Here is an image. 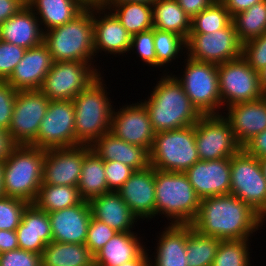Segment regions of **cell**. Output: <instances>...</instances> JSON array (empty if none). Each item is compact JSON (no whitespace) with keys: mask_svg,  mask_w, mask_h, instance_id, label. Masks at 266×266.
Instances as JSON below:
<instances>
[{"mask_svg":"<svg viewBox=\"0 0 266 266\" xmlns=\"http://www.w3.org/2000/svg\"><path fill=\"white\" fill-rule=\"evenodd\" d=\"M192 227L221 240L251 239L263 227V218L250 205L228 194L201 199ZM250 237V238H249Z\"/></svg>","mask_w":266,"mask_h":266,"instance_id":"obj_1","label":"cell"},{"mask_svg":"<svg viewBox=\"0 0 266 266\" xmlns=\"http://www.w3.org/2000/svg\"><path fill=\"white\" fill-rule=\"evenodd\" d=\"M164 73L152 87L146 106L155 133L194 125L203 116L190 102L182 84L171 72Z\"/></svg>","mask_w":266,"mask_h":266,"instance_id":"obj_2","label":"cell"},{"mask_svg":"<svg viewBox=\"0 0 266 266\" xmlns=\"http://www.w3.org/2000/svg\"><path fill=\"white\" fill-rule=\"evenodd\" d=\"M104 80L100 75L72 100L75 109V146L91 145L111 131L114 107Z\"/></svg>","mask_w":266,"mask_h":266,"instance_id":"obj_3","label":"cell"},{"mask_svg":"<svg viewBox=\"0 0 266 266\" xmlns=\"http://www.w3.org/2000/svg\"><path fill=\"white\" fill-rule=\"evenodd\" d=\"M155 216L167 217L169 224H192L200 197L185 173L155 168Z\"/></svg>","mask_w":266,"mask_h":266,"instance_id":"obj_4","label":"cell"},{"mask_svg":"<svg viewBox=\"0 0 266 266\" xmlns=\"http://www.w3.org/2000/svg\"><path fill=\"white\" fill-rule=\"evenodd\" d=\"M43 43L51 53L53 62L80 61L94 64L93 7L85 8L73 20L45 31Z\"/></svg>","mask_w":266,"mask_h":266,"instance_id":"obj_5","label":"cell"},{"mask_svg":"<svg viewBox=\"0 0 266 266\" xmlns=\"http://www.w3.org/2000/svg\"><path fill=\"white\" fill-rule=\"evenodd\" d=\"M45 149L17 145L4 161L3 192L33 204L42 184Z\"/></svg>","mask_w":266,"mask_h":266,"instance_id":"obj_6","label":"cell"},{"mask_svg":"<svg viewBox=\"0 0 266 266\" xmlns=\"http://www.w3.org/2000/svg\"><path fill=\"white\" fill-rule=\"evenodd\" d=\"M149 153L153 168L184 173L200 160L194 125L156 133Z\"/></svg>","mask_w":266,"mask_h":266,"instance_id":"obj_7","label":"cell"},{"mask_svg":"<svg viewBox=\"0 0 266 266\" xmlns=\"http://www.w3.org/2000/svg\"><path fill=\"white\" fill-rule=\"evenodd\" d=\"M183 58L186 59L182 75H173L182 84L190 102L202 115H221L218 65Z\"/></svg>","mask_w":266,"mask_h":266,"instance_id":"obj_8","label":"cell"},{"mask_svg":"<svg viewBox=\"0 0 266 266\" xmlns=\"http://www.w3.org/2000/svg\"><path fill=\"white\" fill-rule=\"evenodd\" d=\"M230 168V194L263 217L266 214V178L259 159L242 149L230 157Z\"/></svg>","mask_w":266,"mask_h":266,"instance_id":"obj_9","label":"cell"},{"mask_svg":"<svg viewBox=\"0 0 266 266\" xmlns=\"http://www.w3.org/2000/svg\"><path fill=\"white\" fill-rule=\"evenodd\" d=\"M97 67L80 61L53 62L40 91L49 100H73L101 75Z\"/></svg>","mask_w":266,"mask_h":266,"instance_id":"obj_10","label":"cell"},{"mask_svg":"<svg viewBox=\"0 0 266 266\" xmlns=\"http://www.w3.org/2000/svg\"><path fill=\"white\" fill-rule=\"evenodd\" d=\"M218 79L223 110L231 105L265 96L259 73L242 56L219 64Z\"/></svg>","mask_w":266,"mask_h":266,"instance_id":"obj_11","label":"cell"},{"mask_svg":"<svg viewBox=\"0 0 266 266\" xmlns=\"http://www.w3.org/2000/svg\"><path fill=\"white\" fill-rule=\"evenodd\" d=\"M185 45L190 59L216 65L240 58L243 49L232 21L211 33H189Z\"/></svg>","mask_w":266,"mask_h":266,"instance_id":"obj_12","label":"cell"},{"mask_svg":"<svg viewBox=\"0 0 266 266\" xmlns=\"http://www.w3.org/2000/svg\"><path fill=\"white\" fill-rule=\"evenodd\" d=\"M194 128L196 147L202 161L232 157L242 150L222 114L203 115Z\"/></svg>","mask_w":266,"mask_h":266,"instance_id":"obj_13","label":"cell"},{"mask_svg":"<svg viewBox=\"0 0 266 266\" xmlns=\"http://www.w3.org/2000/svg\"><path fill=\"white\" fill-rule=\"evenodd\" d=\"M75 109L72 100H50L37 139L31 146L40 149L75 146Z\"/></svg>","mask_w":266,"mask_h":266,"instance_id":"obj_14","label":"cell"},{"mask_svg":"<svg viewBox=\"0 0 266 266\" xmlns=\"http://www.w3.org/2000/svg\"><path fill=\"white\" fill-rule=\"evenodd\" d=\"M49 99L40 90L17 91L8 133L17 145H31L36 139Z\"/></svg>","mask_w":266,"mask_h":266,"instance_id":"obj_15","label":"cell"},{"mask_svg":"<svg viewBox=\"0 0 266 266\" xmlns=\"http://www.w3.org/2000/svg\"><path fill=\"white\" fill-rule=\"evenodd\" d=\"M139 102H132L130 105L119 107L120 109H115L116 106H114L110 132L129 144L141 146L150 151L156 133L146 106L142 101Z\"/></svg>","mask_w":266,"mask_h":266,"instance_id":"obj_16","label":"cell"},{"mask_svg":"<svg viewBox=\"0 0 266 266\" xmlns=\"http://www.w3.org/2000/svg\"><path fill=\"white\" fill-rule=\"evenodd\" d=\"M84 160V145L47 149L42 184L77 187Z\"/></svg>","mask_w":266,"mask_h":266,"instance_id":"obj_17","label":"cell"},{"mask_svg":"<svg viewBox=\"0 0 266 266\" xmlns=\"http://www.w3.org/2000/svg\"><path fill=\"white\" fill-rule=\"evenodd\" d=\"M184 173L200 199L230 194V157L199 160Z\"/></svg>","mask_w":266,"mask_h":266,"instance_id":"obj_18","label":"cell"},{"mask_svg":"<svg viewBox=\"0 0 266 266\" xmlns=\"http://www.w3.org/2000/svg\"><path fill=\"white\" fill-rule=\"evenodd\" d=\"M117 192L139 221L155 218V168L135 170Z\"/></svg>","mask_w":266,"mask_h":266,"instance_id":"obj_19","label":"cell"},{"mask_svg":"<svg viewBox=\"0 0 266 266\" xmlns=\"http://www.w3.org/2000/svg\"><path fill=\"white\" fill-rule=\"evenodd\" d=\"M93 27L95 59L99 52L115 57L129 53L132 36L111 11L100 5L93 7Z\"/></svg>","mask_w":266,"mask_h":266,"instance_id":"obj_20","label":"cell"},{"mask_svg":"<svg viewBox=\"0 0 266 266\" xmlns=\"http://www.w3.org/2000/svg\"><path fill=\"white\" fill-rule=\"evenodd\" d=\"M222 111L227 112H222V116L229 122L242 147L266 129V95L253 101L231 105Z\"/></svg>","mask_w":266,"mask_h":266,"instance_id":"obj_21","label":"cell"},{"mask_svg":"<svg viewBox=\"0 0 266 266\" xmlns=\"http://www.w3.org/2000/svg\"><path fill=\"white\" fill-rule=\"evenodd\" d=\"M48 216L53 241L85 245L88 225L92 217L87 200H82L72 207L50 212Z\"/></svg>","mask_w":266,"mask_h":266,"instance_id":"obj_22","label":"cell"},{"mask_svg":"<svg viewBox=\"0 0 266 266\" xmlns=\"http://www.w3.org/2000/svg\"><path fill=\"white\" fill-rule=\"evenodd\" d=\"M53 59L47 46L42 43L26 49L24 57L6 80L15 90H40Z\"/></svg>","mask_w":266,"mask_h":266,"instance_id":"obj_23","label":"cell"},{"mask_svg":"<svg viewBox=\"0 0 266 266\" xmlns=\"http://www.w3.org/2000/svg\"><path fill=\"white\" fill-rule=\"evenodd\" d=\"M90 148L104 161H118L133 168L142 170L150 166L149 150L129 144L117 138L112 132L103 134L96 139Z\"/></svg>","mask_w":266,"mask_h":266,"instance_id":"obj_24","label":"cell"},{"mask_svg":"<svg viewBox=\"0 0 266 266\" xmlns=\"http://www.w3.org/2000/svg\"><path fill=\"white\" fill-rule=\"evenodd\" d=\"M19 248L39 255L52 241L51 223L48 213L29 204L23 212L20 225L16 229Z\"/></svg>","mask_w":266,"mask_h":266,"instance_id":"obj_25","label":"cell"},{"mask_svg":"<svg viewBox=\"0 0 266 266\" xmlns=\"http://www.w3.org/2000/svg\"><path fill=\"white\" fill-rule=\"evenodd\" d=\"M88 202L93 218L117 232H135L133 228L139 219L132 213L117 191H109Z\"/></svg>","mask_w":266,"mask_h":266,"instance_id":"obj_26","label":"cell"},{"mask_svg":"<svg viewBox=\"0 0 266 266\" xmlns=\"http://www.w3.org/2000/svg\"><path fill=\"white\" fill-rule=\"evenodd\" d=\"M43 38L39 19L28 5L0 25V39L24 49L42 44Z\"/></svg>","mask_w":266,"mask_h":266,"instance_id":"obj_27","label":"cell"},{"mask_svg":"<svg viewBox=\"0 0 266 266\" xmlns=\"http://www.w3.org/2000/svg\"><path fill=\"white\" fill-rule=\"evenodd\" d=\"M158 234L156 252L152 253L153 259L149 257V266H188L187 224H167Z\"/></svg>","mask_w":266,"mask_h":266,"instance_id":"obj_28","label":"cell"},{"mask_svg":"<svg viewBox=\"0 0 266 266\" xmlns=\"http://www.w3.org/2000/svg\"><path fill=\"white\" fill-rule=\"evenodd\" d=\"M137 234L118 232L94 255V266H120L138 258L148 247Z\"/></svg>","mask_w":266,"mask_h":266,"instance_id":"obj_29","label":"cell"},{"mask_svg":"<svg viewBox=\"0 0 266 266\" xmlns=\"http://www.w3.org/2000/svg\"><path fill=\"white\" fill-rule=\"evenodd\" d=\"M27 5L39 19L43 32L73 20L86 8L77 0H27Z\"/></svg>","mask_w":266,"mask_h":266,"instance_id":"obj_30","label":"cell"},{"mask_svg":"<svg viewBox=\"0 0 266 266\" xmlns=\"http://www.w3.org/2000/svg\"><path fill=\"white\" fill-rule=\"evenodd\" d=\"M77 188L80 197L87 201L110 191L105 177L104 160L90 145H84V160Z\"/></svg>","mask_w":266,"mask_h":266,"instance_id":"obj_31","label":"cell"},{"mask_svg":"<svg viewBox=\"0 0 266 266\" xmlns=\"http://www.w3.org/2000/svg\"><path fill=\"white\" fill-rule=\"evenodd\" d=\"M41 266H94V256L84 244L52 240L41 254Z\"/></svg>","mask_w":266,"mask_h":266,"instance_id":"obj_32","label":"cell"},{"mask_svg":"<svg viewBox=\"0 0 266 266\" xmlns=\"http://www.w3.org/2000/svg\"><path fill=\"white\" fill-rule=\"evenodd\" d=\"M153 28L179 34L185 40L191 31V17L176 0H157L152 5Z\"/></svg>","mask_w":266,"mask_h":266,"instance_id":"obj_33","label":"cell"},{"mask_svg":"<svg viewBox=\"0 0 266 266\" xmlns=\"http://www.w3.org/2000/svg\"><path fill=\"white\" fill-rule=\"evenodd\" d=\"M111 11L128 33L133 36L153 28L152 5L143 2H124L112 6Z\"/></svg>","mask_w":266,"mask_h":266,"instance_id":"obj_34","label":"cell"},{"mask_svg":"<svg viewBox=\"0 0 266 266\" xmlns=\"http://www.w3.org/2000/svg\"><path fill=\"white\" fill-rule=\"evenodd\" d=\"M83 199L77 187L41 184L33 204L47 213L79 204Z\"/></svg>","mask_w":266,"mask_h":266,"instance_id":"obj_35","label":"cell"},{"mask_svg":"<svg viewBox=\"0 0 266 266\" xmlns=\"http://www.w3.org/2000/svg\"><path fill=\"white\" fill-rule=\"evenodd\" d=\"M221 239L201 234L187 224L186 257L188 266H211Z\"/></svg>","mask_w":266,"mask_h":266,"instance_id":"obj_36","label":"cell"},{"mask_svg":"<svg viewBox=\"0 0 266 266\" xmlns=\"http://www.w3.org/2000/svg\"><path fill=\"white\" fill-rule=\"evenodd\" d=\"M232 23L242 43L266 32V0L232 16Z\"/></svg>","mask_w":266,"mask_h":266,"instance_id":"obj_37","label":"cell"},{"mask_svg":"<svg viewBox=\"0 0 266 266\" xmlns=\"http://www.w3.org/2000/svg\"><path fill=\"white\" fill-rule=\"evenodd\" d=\"M186 40L177 33L154 28V49L157 57V67H166L186 51ZM183 52V53H182ZM167 64V65H166Z\"/></svg>","mask_w":266,"mask_h":266,"instance_id":"obj_38","label":"cell"},{"mask_svg":"<svg viewBox=\"0 0 266 266\" xmlns=\"http://www.w3.org/2000/svg\"><path fill=\"white\" fill-rule=\"evenodd\" d=\"M250 239L221 240L211 266H251Z\"/></svg>","mask_w":266,"mask_h":266,"instance_id":"obj_39","label":"cell"},{"mask_svg":"<svg viewBox=\"0 0 266 266\" xmlns=\"http://www.w3.org/2000/svg\"><path fill=\"white\" fill-rule=\"evenodd\" d=\"M231 21L232 17L227 9L216 0L191 19L190 33H211L225 28Z\"/></svg>","mask_w":266,"mask_h":266,"instance_id":"obj_40","label":"cell"},{"mask_svg":"<svg viewBox=\"0 0 266 266\" xmlns=\"http://www.w3.org/2000/svg\"><path fill=\"white\" fill-rule=\"evenodd\" d=\"M28 202L12 197L0 198V230L16 231Z\"/></svg>","mask_w":266,"mask_h":266,"instance_id":"obj_41","label":"cell"},{"mask_svg":"<svg viewBox=\"0 0 266 266\" xmlns=\"http://www.w3.org/2000/svg\"><path fill=\"white\" fill-rule=\"evenodd\" d=\"M136 49L135 53L140 57L141 61L149 67H157V57L154 49V28L137 33L131 37L130 51Z\"/></svg>","mask_w":266,"mask_h":266,"instance_id":"obj_42","label":"cell"},{"mask_svg":"<svg viewBox=\"0 0 266 266\" xmlns=\"http://www.w3.org/2000/svg\"><path fill=\"white\" fill-rule=\"evenodd\" d=\"M117 233V231H115L105 223L91 217V220L88 225L85 246L94 256Z\"/></svg>","mask_w":266,"mask_h":266,"instance_id":"obj_43","label":"cell"},{"mask_svg":"<svg viewBox=\"0 0 266 266\" xmlns=\"http://www.w3.org/2000/svg\"><path fill=\"white\" fill-rule=\"evenodd\" d=\"M242 57L258 73L266 67V32L243 43Z\"/></svg>","mask_w":266,"mask_h":266,"instance_id":"obj_44","label":"cell"},{"mask_svg":"<svg viewBox=\"0 0 266 266\" xmlns=\"http://www.w3.org/2000/svg\"><path fill=\"white\" fill-rule=\"evenodd\" d=\"M26 49L0 39V80H7L24 57Z\"/></svg>","mask_w":266,"mask_h":266,"instance_id":"obj_45","label":"cell"},{"mask_svg":"<svg viewBox=\"0 0 266 266\" xmlns=\"http://www.w3.org/2000/svg\"><path fill=\"white\" fill-rule=\"evenodd\" d=\"M105 177L110 191H118L135 171L118 161H104Z\"/></svg>","mask_w":266,"mask_h":266,"instance_id":"obj_46","label":"cell"},{"mask_svg":"<svg viewBox=\"0 0 266 266\" xmlns=\"http://www.w3.org/2000/svg\"><path fill=\"white\" fill-rule=\"evenodd\" d=\"M17 90L6 80H0V128L7 130L11 124Z\"/></svg>","mask_w":266,"mask_h":266,"instance_id":"obj_47","label":"cell"},{"mask_svg":"<svg viewBox=\"0 0 266 266\" xmlns=\"http://www.w3.org/2000/svg\"><path fill=\"white\" fill-rule=\"evenodd\" d=\"M0 266H41V255L20 248L0 254Z\"/></svg>","mask_w":266,"mask_h":266,"instance_id":"obj_48","label":"cell"},{"mask_svg":"<svg viewBox=\"0 0 266 266\" xmlns=\"http://www.w3.org/2000/svg\"><path fill=\"white\" fill-rule=\"evenodd\" d=\"M242 149L249 155L266 158V129L248 141Z\"/></svg>","mask_w":266,"mask_h":266,"instance_id":"obj_49","label":"cell"},{"mask_svg":"<svg viewBox=\"0 0 266 266\" xmlns=\"http://www.w3.org/2000/svg\"><path fill=\"white\" fill-rule=\"evenodd\" d=\"M27 5V0H0V25Z\"/></svg>","mask_w":266,"mask_h":266,"instance_id":"obj_50","label":"cell"},{"mask_svg":"<svg viewBox=\"0 0 266 266\" xmlns=\"http://www.w3.org/2000/svg\"><path fill=\"white\" fill-rule=\"evenodd\" d=\"M179 6L191 19L203 11L205 8L211 6L216 0H176Z\"/></svg>","mask_w":266,"mask_h":266,"instance_id":"obj_51","label":"cell"},{"mask_svg":"<svg viewBox=\"0 0 266 266\" xmlns=\"http://www.w3.org/2000/svg\"><path fill=\"white\" fill-rule=\"evenodd\" d=\"M229 12L230 16L249 9L253 5L260 3L264 0H219Z\"/></svg>","mask_w":266,"mask_h":266,"instance_id":"obj_52","label":"cell"},{"mask_svg":"<svg viewBox=\"0 0 266 266\" xmlns=\"http://www.w3.org/2000/svg\"><path fill=\"white\" fill-rule=\"evenodd\" d=\"M18 248L16 231L0 230V254Z\"/></svg>","mask_w":266,"mask_h":266,"instance_id":"obj_53","label":"cell"},{"mask_svg":"<svg viewBox=\"0 0 266 266\" xmlns=\"http://www.w3.org/2000/svg\"><path fill=\"white\" fill-rule=\"evenodd\" d=\"M16 146L8 131L0 128V161H5Z\"/></svg>","mask_w":266,"mask_h":266,"instance_id":"obj_54","label":"cell"},{"mask_svg":"<svg viewBox=\"0 0 266 266\" xmlns=\"http://www.w3.org/2000/svg\"><path fill=\"white\" fill-rule=\"evenodd\" d=\"M149 249H146L138 258L125 262L120 266H149Z\"/></svg>","mask_w":266,"mask_h":266,"instance_id":"obj_55","label":"cell"},{"mask_svg":"<svg viewBox=\"0 0 266 266\" xmlns=\"http://www.w3.org/2000/svg\"><path fill=\"white\" fill-rule=\"evenodd\" d=\"M157 0H101L100 6L105 9H110L112 6L124 3V2H143L150 5H153Z\"/></svg>","mask_w":266,"mask_h":266,"instance_id":"obj_56","label":"cell"},{"mask_svg":"<svg viewBox=\"0 0 266 266\" xmlns=\"http://www.w3.org/2000/svg\"><path fill=\"white\" fill-rule=\"evenodd\" d=\"M259 76H260L261 89L264 95H266V67L259 72Z\"/></svg>","mask_w":266,"mask_h":266,"instance_id":"obj_57","label":"cell"},{"mask_svg":"<svg viewBox=\"0 0 266 266\" xmlns=\"http://www.w3.org/2000/svg\"><path fill=\"white\" fill-rule=\"evenodd\" d=\"M77 1H79L86 8H92L95 6H99L101 2V0H77Z\"/></svg>","mask_w":266,"mask_h":266,"instance_id":"obj_58","label":"cell"},{"mask_svg":"<svg viewBox=\"0 0 266 266\" xmlns=\"http://www.w3.org/2000/svg\"><path fill=\"white\" fill-rule=\"evenodd\" d=\"M3 171L4 161H0V198L5 196L3 192Z\"/></svg>","mask_w":266,"mask_h":266,"instance_id":"obj_59","label":"cell"},{"mask_svg":"<svg viewBox=\"0 0 266 266\" xmlns=\"http://www.w3.org/2000/svg\"><path fill=\"white\" fill-rule=\"evenodd\" d=\"M259 161L261 163V166H262V169L264 172V176L266 178V158H260Z\"/></svg>","mask_w":266,"mask_h":266,"instance_id":"obj_60","label":"cell"},{"mask_svg":"<svg viewBox=\"0 0 266 266\" xmlns=\"http://www.w3.org/2000/svg\"><path fill=\"white\" fill-rule=\"evenodd\" d=\"M262 218H263V223H265V221H266V214Z\"/></svg>","mask_w":266,"mask_h":266,"instance_id":"obj_61","label":"cell"}]
</instances>
